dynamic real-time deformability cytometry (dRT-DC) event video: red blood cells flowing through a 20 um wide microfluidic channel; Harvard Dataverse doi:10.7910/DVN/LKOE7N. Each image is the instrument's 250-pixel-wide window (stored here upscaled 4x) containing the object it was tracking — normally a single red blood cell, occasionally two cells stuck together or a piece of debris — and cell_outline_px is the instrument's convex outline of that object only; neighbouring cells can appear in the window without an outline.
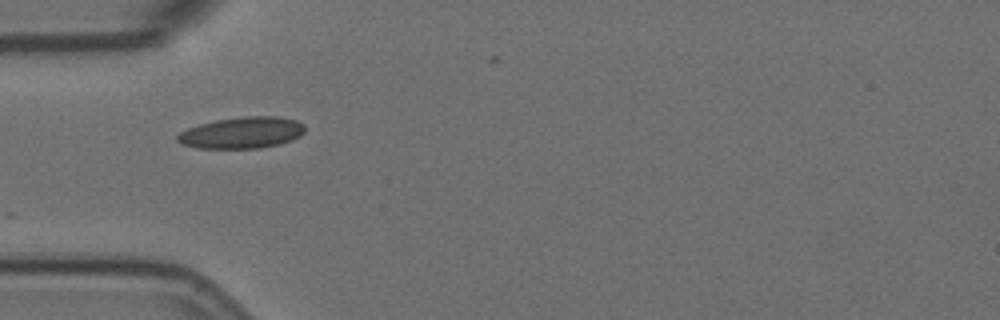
{"species": "Egyptian fruit bat (a non-hibernating species)", "species_latin": "Rousettus aegyptiacus", "temperature_condition": "room temperature", "stored_images_in_passage": 29, "camera_frame_rate_fps": 3000, "um_per_image_px": 0.085, "animal": {"sex": "female"}, "frame": {"image": 1, "passage_image": 1, "time_ms": 0.0, "image_size_px": [1000, 320], "cell_outline_px": [[304, 132], [300, 136], [292, 140], [280, 144], [260, 148], [196, 148], [184, 144], [176, 140], [176, 136], [180, 132], [188, 128], [200, 124], [216, 120], [240, 116], [280, 116], [296, 120], [304, 124]], "centroid_in_image_um": [20.59, 11.27], "position_along_channel_um": 64.4, "area_um2": 23.47}}
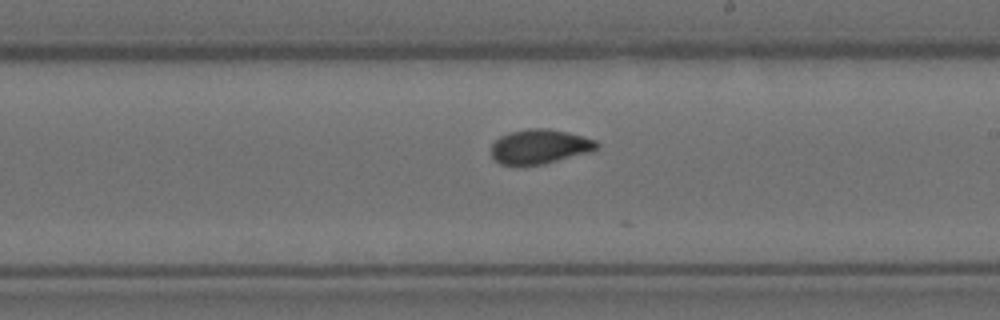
{"frame": {"image": 2, "passage_image": 16, "time_ms": 5.0, "image_size_px": [1000, 320], "cell_outline_px": [[600, 144], [592, 152], [544, 164], [500, 164], [492, 156], [492, 144], [500, 136], [508, 132], [528, 128], [548, 128], [568, 132], [584, 136], [596, 140]], "centroid_in_image_um": [45.92, 12.44], "position_along_channel_um": 243.1, "area_um2": 21.27}}
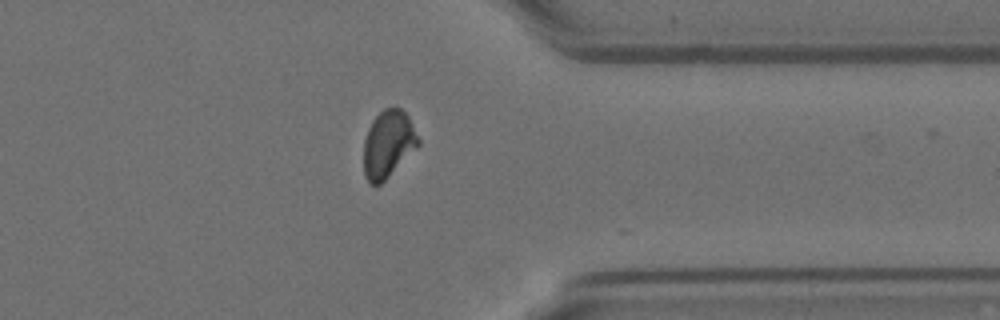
{"frame": {"image": 3, "passage_image": 28, "time_ms": 9.0, "image_size_px": [1000, 320], "cell_outline_px": [[420, 144], [380, 184], [372, 184], [364, 176], [364, 140], [368, 128], [372, 120], [384, 108], [400, 108], [408, 116], [420, 140]], "centroid_in_image_um": [32.98, 12.22], "position_along_channel_um": 378.4, "area_um2": 21.04}}